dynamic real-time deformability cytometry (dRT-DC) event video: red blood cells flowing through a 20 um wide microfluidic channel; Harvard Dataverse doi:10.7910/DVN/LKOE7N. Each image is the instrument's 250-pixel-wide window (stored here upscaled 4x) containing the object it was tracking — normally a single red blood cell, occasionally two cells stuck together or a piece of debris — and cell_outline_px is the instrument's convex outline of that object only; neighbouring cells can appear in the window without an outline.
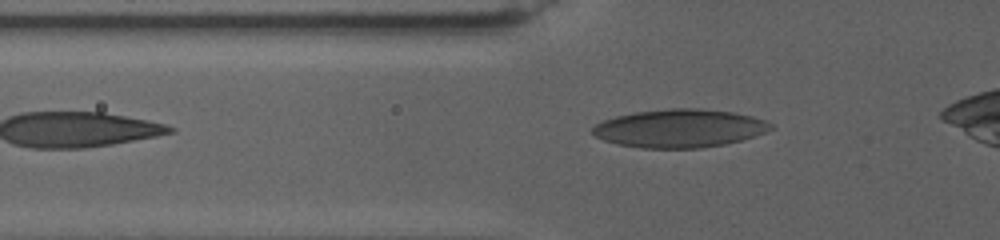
{"species": "human", "species_latin": "Homo sapiens", "temperature_condition": "warm", "stored_images_in_passage": 13, "camera_frame_rate_fps": 3000, "um_per_image_px": 0.085, "donor": {"sex": "female"}, "frame": {"image": 1, "passage_image": 6, "time_ms": 3.0, "image_size_px": [1000, 240], "cell_outline_px": [[776, 128], [740, 140], [724, 144], [700, 148], [640, 148], [616, 144], [604, 140], [596, 136], [592, 132], [592, 128], [596, 124], [604, 120], [616, 116], [636, 112], [668, 108], [700, 108], [732, 112], [752, 116], [768, 120]], "centroid_in_image_um": [57.78, 10.9], "position_along_channel_um": 68.0, "area_um2": 39.71}}
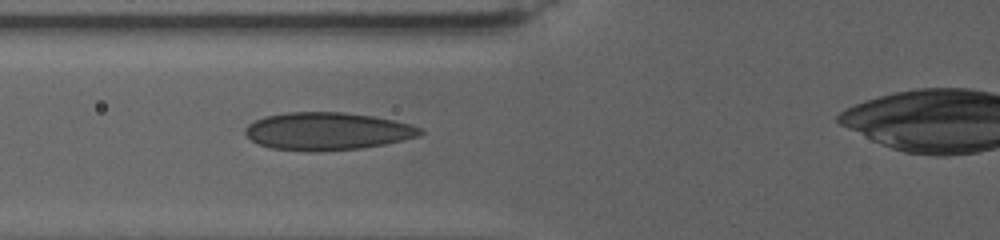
{"frame": {"image": 2, "passage_image": 9, "time_ms": 4.333, "image_size_px": [1000, 240], "cell_outline_px": [[424, 132], [416, 136], [384, 144], [360, 148], [320, 152], [304, 152], [272, 148], [260, 144], [252, 140], [244, 132], [244, 128], [248, 124], [264, 116], [288, 112], [344, 112], [372, 116], [392, 120], [408, 124], [420, 128]], "centroid_in_image_um": [27.76, 11.16], "position_along_channel_um": 98.0, "area_um2": 38.26}}
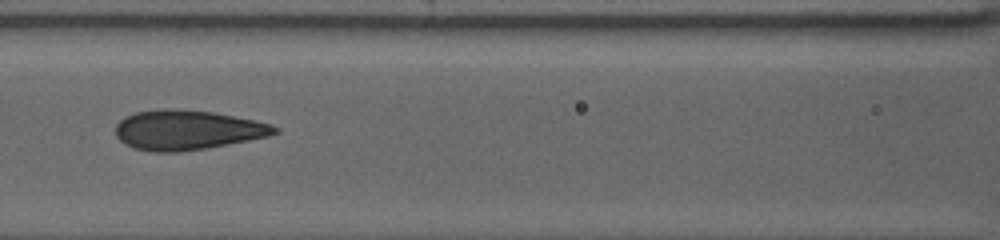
{"frame": {"image": 3, "passage_image": 12, "time_ms": 6.333, "image_size_px": [1000, 240], "cell_outline_px": [[280, 132], [268, 136], [204, 148], [180, 152], [152, 152], [136, 148], [124, 144], [116, 136], [116, 124], [124, 116], [136, 112], [164, 108], [176, 108], [212, 112], [252, 120], [268, 124], [280, 128]], "centroid_in_image_um": [15.86, 11.04], "position_along_channel_um": 150.7, "area_um2": 36.53}}